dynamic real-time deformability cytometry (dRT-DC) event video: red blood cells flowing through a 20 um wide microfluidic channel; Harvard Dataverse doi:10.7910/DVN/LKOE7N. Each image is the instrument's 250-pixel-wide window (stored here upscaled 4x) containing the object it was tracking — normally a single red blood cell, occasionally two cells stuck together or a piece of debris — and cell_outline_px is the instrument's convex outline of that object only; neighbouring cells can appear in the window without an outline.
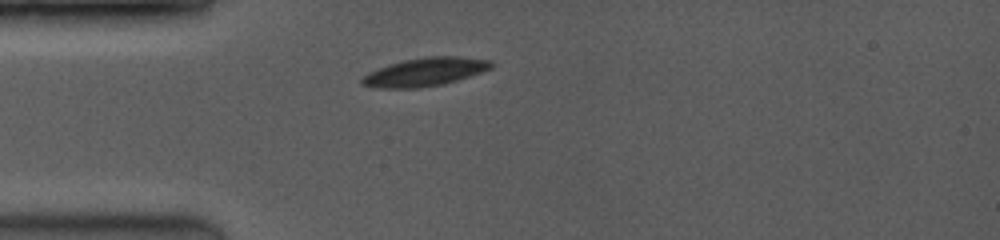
{"species": "common noctule bat (a hibernating species)", "species_latin": "Nyctalus noctula", "temperature_condition": "room temperature", "stored_images_in_passage": 10, "camera_frame_rate_fps": 3500, "um_per_image_px": 0.085, "animal": {"sex": "female", "body_mass_g": 19.0, "forearm_length_mm": 53.3}, "frame": {"image": 1, "passage_image": 1, "time_ms": 0.0, "image_size_px": [1000, 240], "cell_outline_px": [[492, 68], [444, 84], [420, 88], [376, 88], [360, 84], [360, 80], [368, 72], [404, 60], [428, 56], [456, 56], [492, 60]], "centroid_in_image_um": [36.11, 6.12], "position_along_channel_um": 48.9, "area_um2": 21.15}}
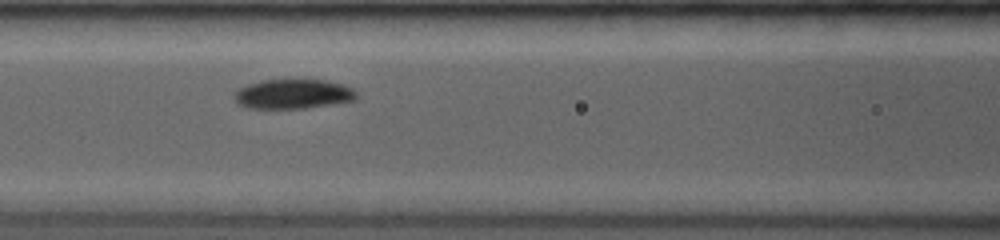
{"frame": {"image": 2, "passage_image": 5, "time_ms": 2.571, "image_size_px": [1000, 240], "cell_outline_px": [[356, 100], [304, 108], [248, 108], [236, 104], [236, 92], [240, 88], [248, 84], [260, 80], [324, 80], [344, 84], [352, 88], [356, 92]], "centroid_in_image_um": [24.92, 7.99], "position_along_channel_um": 141.7, "area_um2": 20.87}}
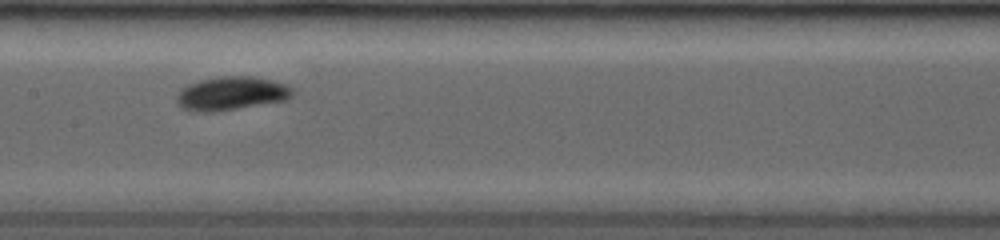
{"frame": {"image": 3, "passage_image": 7, "time_ms": 3.714, "image_size_px": [1000, 240], "cell_outline_px": [[292, 96], [284, 100], [216, 112], [196, 112], [184, 108], [176, 100], [176, 96], [180, 88], [188, 84], [200, 80], [216, 76], [256, 76], [272, 80], [284, 84], [292, 88]], "centroid_in_image_um": [19.63, 7.93], "position_along_channel_um": 187.8, "area_um2": 22.66}}